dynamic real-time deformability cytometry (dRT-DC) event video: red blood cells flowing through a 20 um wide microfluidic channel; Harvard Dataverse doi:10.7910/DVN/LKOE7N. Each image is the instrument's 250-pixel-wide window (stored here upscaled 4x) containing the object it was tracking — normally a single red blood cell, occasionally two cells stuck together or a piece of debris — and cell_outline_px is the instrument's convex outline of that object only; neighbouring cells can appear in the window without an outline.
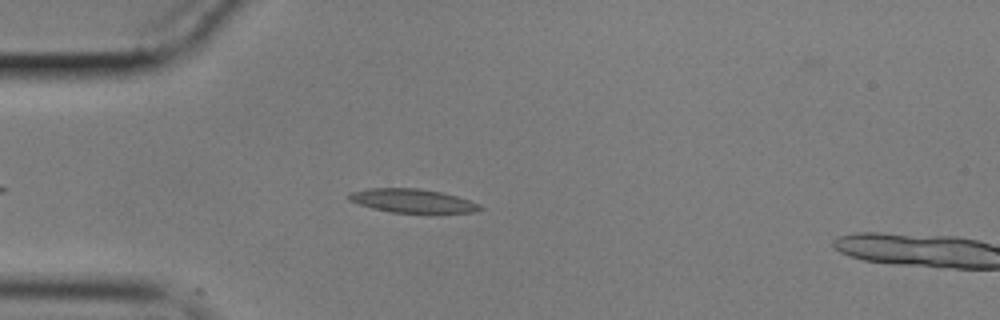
{"species": "common noctule bat (a hibernating species)", "species_latin": "Nyctalus noctula", "temperature_condition": "cold", "stored_images_in_passage": 49, "camera_frame_rate_fps": 3000, "um_per_image_px": 0.085, "animal": {"sex": "male", "body_mass_g": 17.9}, "frame": {"image": 1, "passage_image": 7, "time_ms": 2.0, "image_size_px": [1000, 320], "cell_outline_px": [[484, 208], [472, 212], [392, 212], [372, 208], [348, 200], [348, 192], [368, 188], [416, 188], [440, 192], [456, 196], [480, 204]], "centroid_in_image_um": [35.0, 17.05], "position_along_channel_um": 50.0, "area_um2": 17.8}}
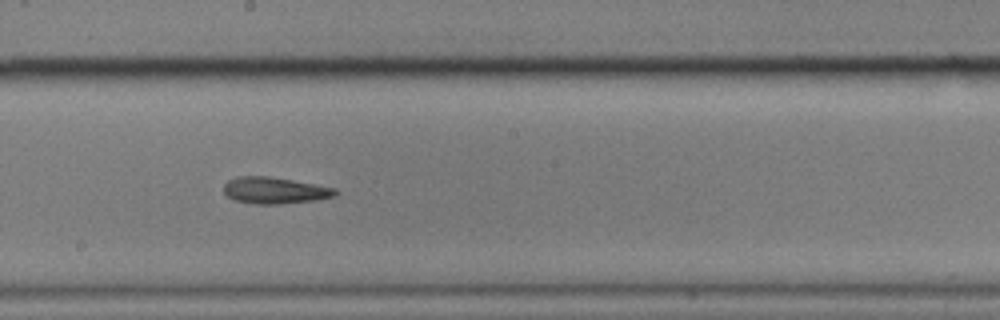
{"frame": {"image": 2, "passage_image": 23, "time_ms": 7.333, "image_size_px": [1000, 320], "cell_outline_px": [[340, 192], [336, 196], [316, 200], [280, 204], [256, 204], [236, 200], [228, 196], [224, 192], [224, 184], [228, 180], [236, 176], [268, 176], [292, 180], [336, 188]], "centroid_in_image_um": [23.38, 16.18], "position_along_channel_um": 224.8, "area_um2": 17.28}}
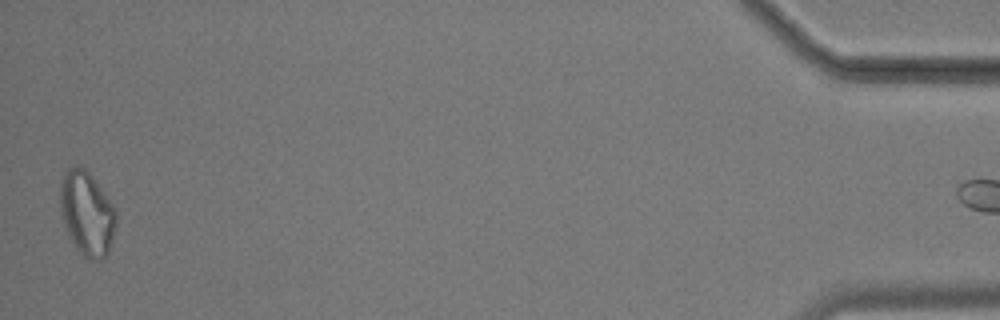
{"frame": {"image": 3, "passage_image": 48, "time_ms": 15.667, "image_size_px": [1000, 320], "cell_outline_px": [[116, 224], [108, 252], [100, 260], [92, 260], [84, 256], [76, 248], [64, 224], [60, 208], [60, 180], [64, 172], [72, 164], [80, 164], [92, 176], [116, 208]], "centroid_in_image_um": [7.38, 18.08], "position_along_channel_um": 427.8, "area_um2": 27.46}}